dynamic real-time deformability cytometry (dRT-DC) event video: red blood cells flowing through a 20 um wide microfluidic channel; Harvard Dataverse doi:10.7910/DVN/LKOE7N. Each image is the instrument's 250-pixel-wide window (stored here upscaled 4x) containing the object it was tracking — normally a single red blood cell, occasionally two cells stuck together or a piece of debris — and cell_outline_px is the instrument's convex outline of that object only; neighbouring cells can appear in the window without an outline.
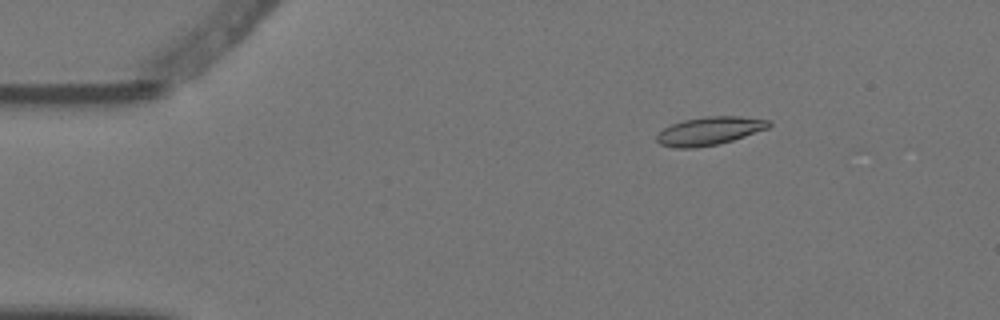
{"species": "Egyptian fruit bat (a non-hibernating species)", "species_latin": "Rousettus aegyptiacus", "temperature_condition": "warm", "stored_images_in_passage": 5, "camera_frame_rate_fps": 3000, "um_per_image_px": 0.085, "animal": {"sex": "female"}, "frame": {"image": 1, "passage_image": 3, "time_ms": 0.667, "image_size_px": [1000, 320], "cell_outline_px": [[772, 124], [768, 128], [732, 140], [716, 144], [692, 148], [676, 148], [660, 144], [656, 140], [656, 136], [664, 128], [672, 124], [684, 120], [708, 116], [740, 116], [772, 120]], "centroid_in_image_um": [60.32, 11.12], "position_along_channel_um": 24.7, "area_um2": 18.26}}